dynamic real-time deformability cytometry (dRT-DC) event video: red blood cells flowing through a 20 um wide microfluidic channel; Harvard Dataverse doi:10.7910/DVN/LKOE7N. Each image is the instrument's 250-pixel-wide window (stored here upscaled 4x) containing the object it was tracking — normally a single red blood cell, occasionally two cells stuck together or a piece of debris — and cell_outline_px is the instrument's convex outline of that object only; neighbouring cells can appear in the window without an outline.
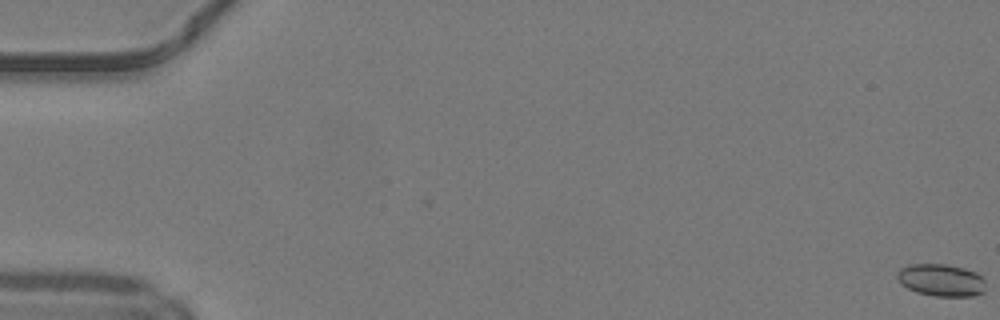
{"species": "common noctule bat (a hibernating species)", "species_latin": "Nyctalus noctula", "temperature_condition": "warm", "stored_images_in_passage": 3, "camera_frame_rate_fps": 3000, "um_per_image_px": 0.085, "animal": {"sex": "male", "body_mass_g": 19.2, "forearm_length_mm": 51.8}, "frame": {"image": 1, "passage_image": 1, "time_ms": 0.0, "image_size_px": [1000, 320], "cell_outline_px": [[984, 292], [972, 296], [932, 296], [916, 292], [900, 284], [896, 276], [896, 272], [900, 268], [908, 264], [948, 264], [964, 268], [976, 272], [984, 280]], "centroid_in_image_um": [79.96, 23.8], "position_along_channel_um": 5.0, "area_um2": 16.82}}